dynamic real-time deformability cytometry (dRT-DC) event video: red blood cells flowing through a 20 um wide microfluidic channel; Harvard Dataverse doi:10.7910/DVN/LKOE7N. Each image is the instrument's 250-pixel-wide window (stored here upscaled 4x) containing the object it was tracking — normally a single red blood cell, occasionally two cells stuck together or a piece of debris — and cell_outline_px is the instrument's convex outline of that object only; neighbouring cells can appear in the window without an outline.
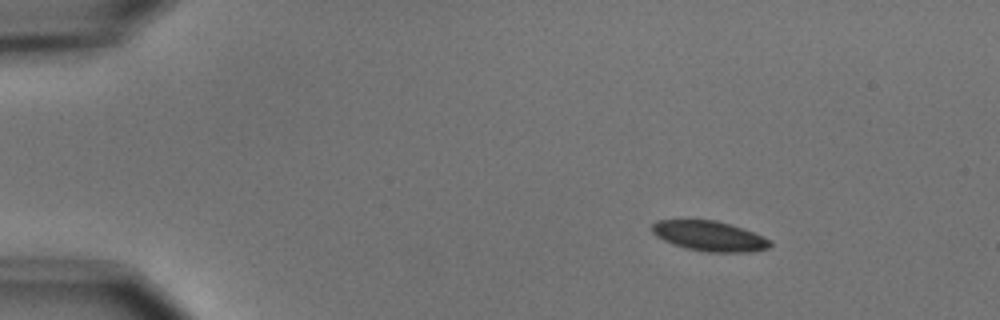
{"species": "common noctule bat (a hibernating species)", "species_latin": "Nyctalus noctula", "temperature_condition": "cold", "stored_images_in_passage": 4, "segment_of_instrument_passage": [1, 2], "camera_frame_rate_fps": 3000, "um_per_image_px": 0.085, "animal": {"sex": "male", "body_mass_g": 15.6}, "frame": {"image": 1, "passage_image": 1, "time_ms": 0.0, "image_size_px": [1000, 320], "cell_outline_px": [[772, 244], [768, 248], [752, 252], [708, 252], [688, 248], [664, 240], [656, 236], [652, 232], [652, 224], [656, 220], [716, 220], [752, 232], [772, 240]], "centroid_in_image_um": [60.31, 20.06], "position_along_channel_um": 24.7, "area_um2": 20.4}}